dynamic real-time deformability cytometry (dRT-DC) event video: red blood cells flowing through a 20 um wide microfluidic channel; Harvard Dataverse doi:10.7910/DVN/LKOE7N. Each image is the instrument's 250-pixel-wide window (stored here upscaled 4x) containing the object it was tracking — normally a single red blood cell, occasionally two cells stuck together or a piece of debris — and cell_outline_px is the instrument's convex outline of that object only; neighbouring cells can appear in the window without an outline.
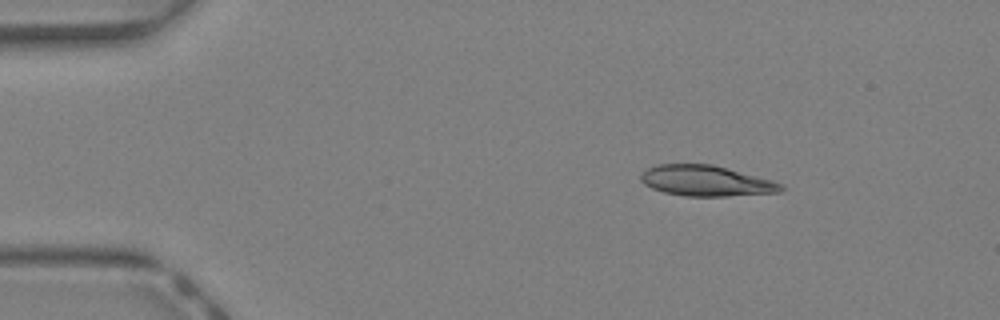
{"species": "Egyptian fruit bat (a non-hibernating species)", "species_latin": "Rousettus aegyptiacus", "temperature_condition": "warm", "stored_images_in_passage": 37, "camera_frame_rate_fps": 3000, "um_per_image_px": 0.085, "animal": {"sex": "female"}, "frame": {"image": 1, "passage_image": 1, "time_ms": 0.0, "image_size_px": [1000, 320], "cell_outline_px": [[784, 188], [780, 192], [728, 196], [684, 196], [664, 192], [652, 188], [644, 184], [640, 180], [640, 176], [648, 168], [656, 164], [712, 164], [772, 180], [784, 184]], "centroid_in_image_um": [60.02, 15.37], "position_along_channel_um": 25.0, "area_um2": 24.97}}
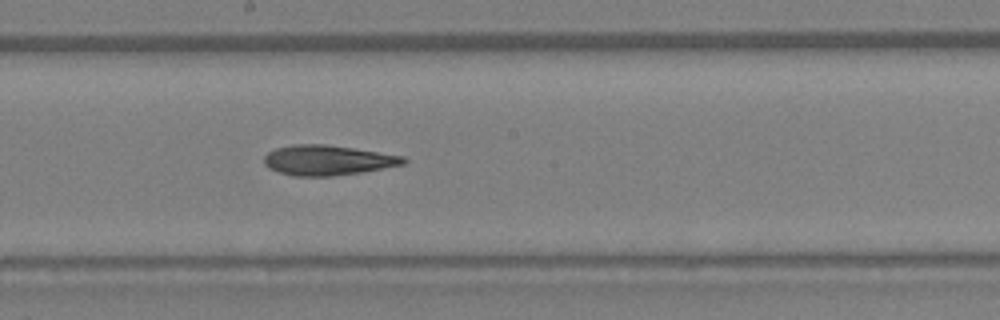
{"frame": {"image": 2, "passage_image": 18, "time_ms": 5.667, "image_size_px": [1000, 320], "cell_outline_px": [[408, 160], [404, 164], [360, 172], [332, 176], [296, 176], [280, 172], [268, 168], [264, 164], [264, 156], [268, 152], [276, 148], [292, 144], [324, 144], [352, 148], [404, 156]], "centroid_in_image_um": [27.82, 13.61], "position_along_channel_um": 220.4, "area_um2": 24.22}}
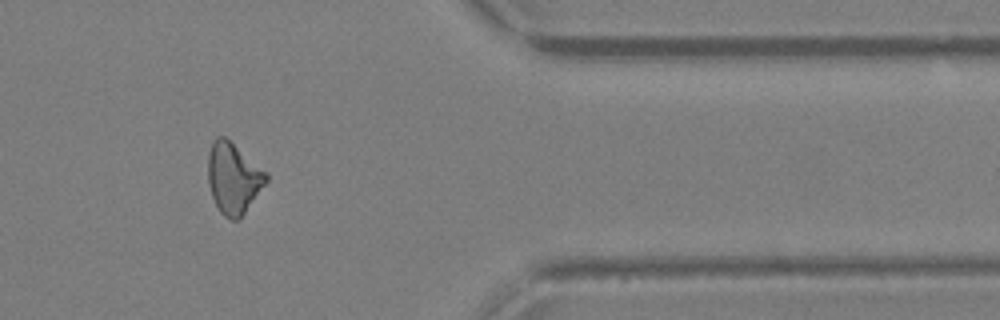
{"frame": {"image": 3, "passage_image": 30, "time_ms": 9.667, "image_size_px": [1000, 320], "cell_outline_px": [[268, 180], [240, 220], [232, 220], [224, 216], [220, 212], [212, 196], [208, 184], [208, 156], [212, 140], [216, 136], [224, 136], [268, 172]], "centroid_in_image_um": [19.84, 15.15], "position_along_channel_um": 391.6, "area_um2": 24.16}}